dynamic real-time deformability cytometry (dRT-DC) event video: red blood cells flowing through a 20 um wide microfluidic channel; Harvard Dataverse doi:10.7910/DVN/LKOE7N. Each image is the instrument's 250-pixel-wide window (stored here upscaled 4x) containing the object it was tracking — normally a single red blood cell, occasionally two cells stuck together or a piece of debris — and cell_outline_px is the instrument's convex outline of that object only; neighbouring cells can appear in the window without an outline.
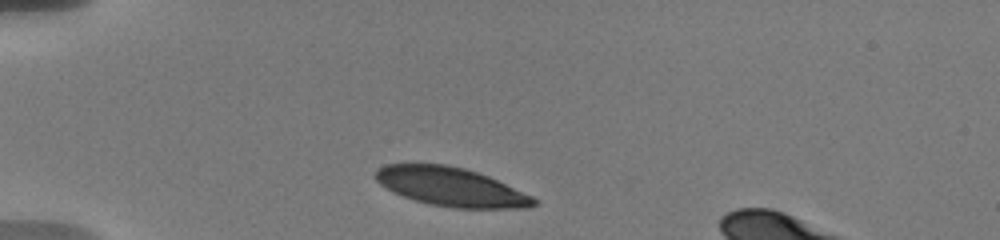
{"species": "human", "species_latin": "Homo sapiens", "temperature_condition": "warm", "stored_images_in_passage": 3, "camera_frame_rate_fps": 3000, "um_per_image_px": 0.085, "donor": {"sex": "male"}, "frame": {"image": 1, "passage_image": 1, "time_ms": 0.0, "image_size_px": [1000, 240], "cell_outline_px": [[536, 204], [528, 208], [452, 208], [432, 204], [416, 200], [404, 196], [380, 184], [376, 180], [376, 172], [384, 164], [444, 164], [464, 168], [488, 176], [532, 196], [536, 200]], "centroid_in_image_um": [38.35, 15.88], "position_along_channel_um": 46.6, "area_um2": 35.14}}
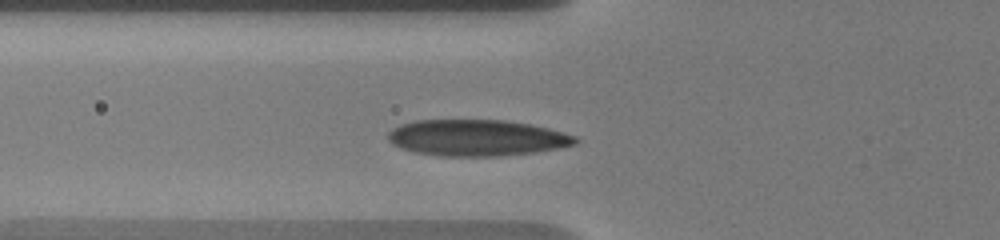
{"frame": {"image": 2, "passage_image": 3, "time_ms": 2.0, "image_size_px": [1000, 240], "cell_outline_px": [[580, 140], [576, 144], [560, 148], [536, 152], [500, 156], [440, 156], [416, 152], [400, 148], [392, 144], [388, 140], [388, 132], [392, 128], [400, 124], [416, 120], [508, 120], [532, 124], [564, 132], [576, 136]], "centroid_in_image_um": [40.55, 11.71], "position_along_channel_um": 85.2, "area_um2": 40.0}}